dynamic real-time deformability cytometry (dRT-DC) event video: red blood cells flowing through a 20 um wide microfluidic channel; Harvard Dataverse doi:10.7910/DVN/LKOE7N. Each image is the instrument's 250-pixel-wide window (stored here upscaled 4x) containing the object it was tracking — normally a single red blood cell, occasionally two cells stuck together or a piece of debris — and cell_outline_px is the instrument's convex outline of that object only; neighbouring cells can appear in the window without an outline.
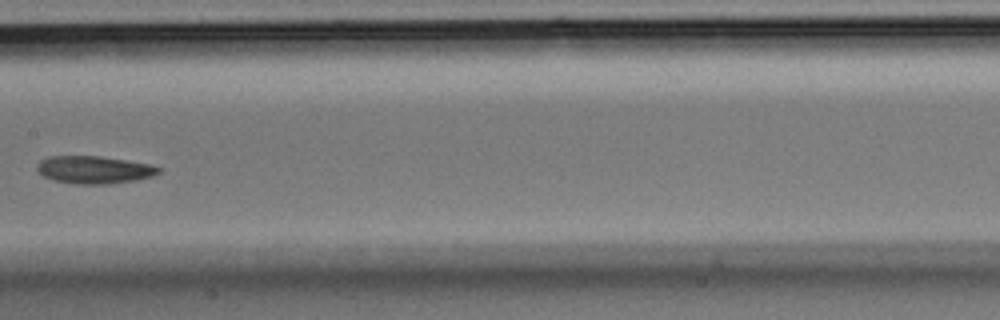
{"species": "Egyptian fruit bat (a non-hibernating species)", "species_latin": "Rousettus aegyptiacus", "temperature_condition": "room temperature", "stored_images_in_passage": 24, "camera_frame_rate_fps": 3000, "um_per_image_px": 0.085, "animal": {"sex": "male"}, "frame": {"image": 1, "passage_image": 8, "time_ms": 2.333, "image_size_px": [1000, 320], "cell_outline_px": [[164, 168], [160, 172], [152, 176], [136, 180], [108, 184], [76, 184], [52, 180], [44, 176], [36, 168], [36, 164], [40, 160], [48, 156], [100, 156], [148, 164]], "centroid_in_image_um": [7.99, 14.43], "position_along_channel_um": 199.4, "area_um2": 19.59}}
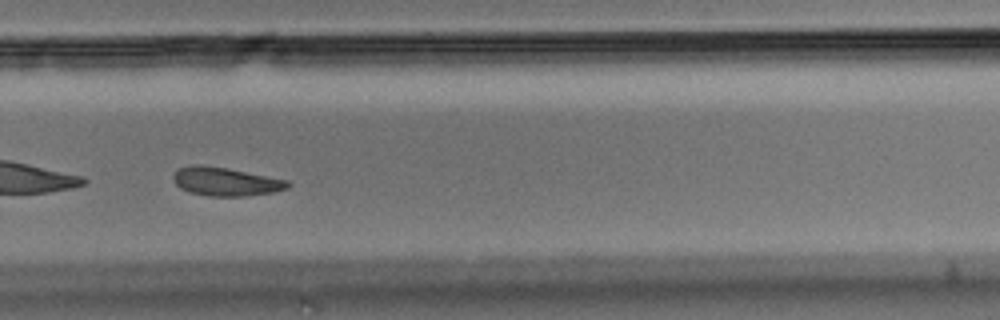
{"frame": {"image": 2, "passage_image": 14, "time_ms": 4.333, "image_size_px": [1000, 320], "cell_outline_px": [[292, 184], [288, 188], [272, 192], [248, 196], [208, 196], [188, 192], [180, 188], [172, 180], [172, 176], [180, 168], [192, 164], [200, 164], [228, 168], [288, 180]], "centroid_in_image_um": [19.17, 15.43], "position_along_channel_um": 310.6, "area_um2": 19.19}}